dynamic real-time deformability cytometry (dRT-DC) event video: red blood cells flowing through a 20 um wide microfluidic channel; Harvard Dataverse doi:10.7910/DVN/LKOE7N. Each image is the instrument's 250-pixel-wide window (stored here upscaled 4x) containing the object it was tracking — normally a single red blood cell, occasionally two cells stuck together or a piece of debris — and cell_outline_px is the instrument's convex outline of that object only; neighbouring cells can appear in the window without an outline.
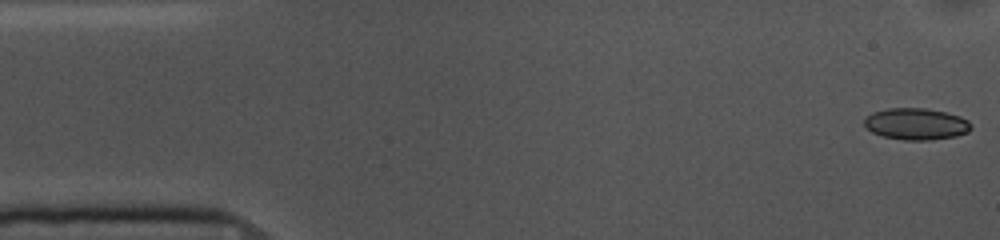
{"species": "common noctule bat (a hibernating species)", "species_latin": "Nyctalus noctula", "temperature_condition": "cold", "stored_images_in_passage": 53, "camera_frame_rate_fps": 3000, "um_per_image_px": 0.085, "animal": {"sex": "female", "body_mass_g": 10.0, "forearm_length_mm": 53.1}, "frame": {"image": 1, "passage_image": 1, "time_ms": 0.0, "image_size_px": [1000, 240], "cell_outline_px": [[972, 128], [968, 132], [956, 136], [932, 140], [904, 140], [884, 136], [872, 132], [864, 124], [864, 120], [872, 112], [888, 108], [924, 108], [944, 112], [960, 116], [968, 120], [972, 124]], "centroid_in_image_um": [77.9, 10.54], "position_along_channel_um": 7.1, "area_um2": 19.65}}
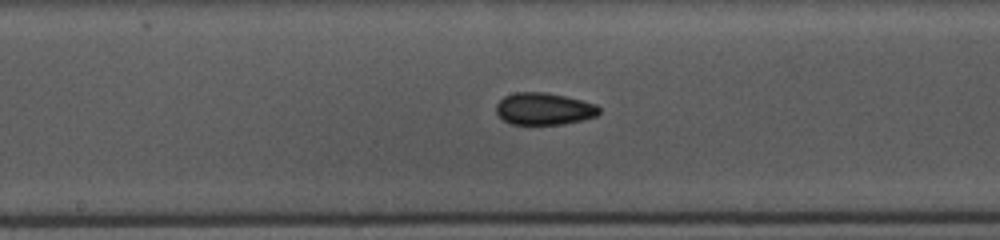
{"frame": {"image": 2, "passage_image": 26, "time_ms": 8.333, "image_size_px": [1000, 240], "cell_outline_px": [[600, 112], [596, 116], [564, 124], [512, 124], [504, 120], [496, 112], [496, 104], [504, 96], [516, 92], [544, 92], [564, 96], [596, 104], [600, 108]], "centroid_in_image_um": [46.23, 9.25], "position_along_channel_um": 202.0, "area_um2": 19.07}}
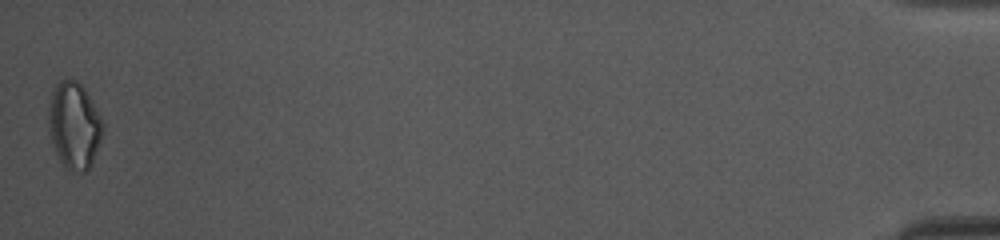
{"frame": {"image": 3, "passage_image": 53, "time_ms": 17.333, "image_size_px": [1000, 240], "cell_outline_px": [[104, 128], [92, 164], [88, 172], [68, 172], [64, 168], [56, 152], [52, 140], [48, 124], [48, 112], [52, 92], [56, 84], [60, 80], [76, 80], [84, 88], [100, 116], [104, 124]], "centroid_in_image_um": [6.31, 10.71], "position_along_channel_um": 428.9, "area_um2": 27.34}, "authors_computed_cell_mechanics": {"area_um2": 19.2474, "velocity_mm_per_s": 3.6619, "shape_relaxation_time_tau1_ms": 6.0641, "shape_relaxation_time_tau2_ms": 3.3783, "deformation_change_tau1": 0.0997, "deformation_change_tau2": 0.0731}}